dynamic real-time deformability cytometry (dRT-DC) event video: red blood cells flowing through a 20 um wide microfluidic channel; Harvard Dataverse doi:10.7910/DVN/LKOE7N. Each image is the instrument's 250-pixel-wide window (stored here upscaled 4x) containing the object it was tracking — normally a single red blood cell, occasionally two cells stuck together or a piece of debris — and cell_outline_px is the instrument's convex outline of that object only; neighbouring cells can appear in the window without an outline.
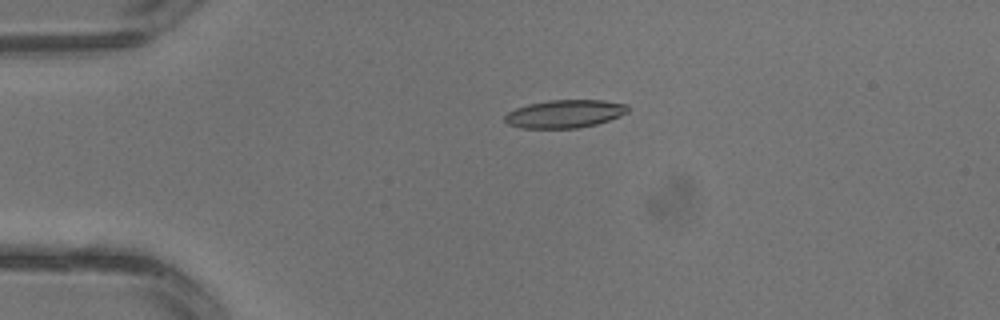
{"species": "common noctule bat (a hibernating species)", "species_latin": "Nyctalus noctula", "temperature_condition": "warm", "stored_images_in_passage": 3, "camera_frame_rate_fps": 3000, "um_per_image_px": 0.085, "animal": {"sex": "male", "body_mass_g": 13.3}, "frame": {"image": 1, "passage_image": 2, "time_ms": 0.333, "image_size_px": [1000, 320], "cell_outline_px": [[628, 112], [620, 116], [596, 124], [580, 128], [520, 128], [508, 124], [504, 120], [504, 116], [508, 112], [516, 108], [528, 104], [548, 100], [604, 100], [628, 104]], "centroid_in_image_um": [48.01, 9.67], "position_along_channel_um": 37.0, "area_um2": 20.17}}